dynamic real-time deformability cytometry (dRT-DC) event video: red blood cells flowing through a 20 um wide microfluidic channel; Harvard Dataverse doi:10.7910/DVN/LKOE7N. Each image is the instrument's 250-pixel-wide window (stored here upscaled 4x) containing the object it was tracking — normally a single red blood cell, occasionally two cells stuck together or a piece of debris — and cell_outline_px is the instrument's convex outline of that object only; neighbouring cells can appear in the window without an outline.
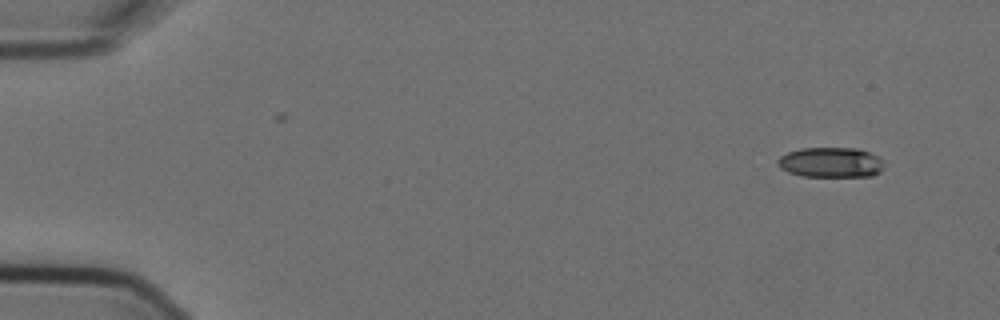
{"species": "Egyptian fruit bat (a non-hibernating species)", "species_latin": "Rousettus aegyptiacus", "temperature_condition": "cold", "stored_images_in_passage": 5, "camera_frame_rate_fps": 3000, "um_per_image_px": 0.085, "animal": {"sex": "female"}, "frame": {"image": 1, "passage_image": 1, "time_ms": 0.0, "image_size_px": [1000, 320], "cell_outline_px": [[884, 168], [880, 172], [872, 176], [800, 176], [788, 172], [780, 168], [776, 164], [776, 160], [780, 156], [788, 152], [800, 148], [856, 148], [880, 156], [884, 160]], "centroid_in_image_um": [70.63, 13.8], "position_along_channel_um": 14.4, "area_um2": 18.96}}
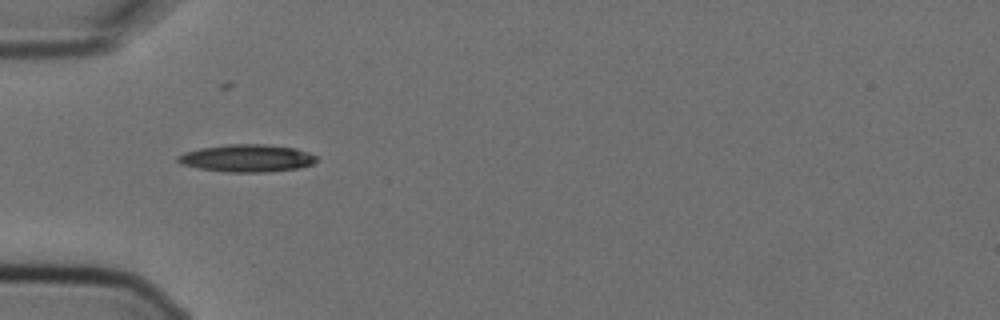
{"frame": {"image": 2, "passage_image": 4, "time_ms": 1.0, "image_size_px": [1000, 320], "cell_outline_px": [[316, 160], [312, 164], [300, 168], [268, 172], [228, 172], [200, 168], [180, 164], [176, 160], [176, 156], [184, 152], [200, 148], [228, 144], [268, 144], [296, 148], [308, 152], [316, 156]], "centroid_in_image_um": [20.99, 13.44], "position_along_channel_um": 64.0, "area_um2": 22.31}}
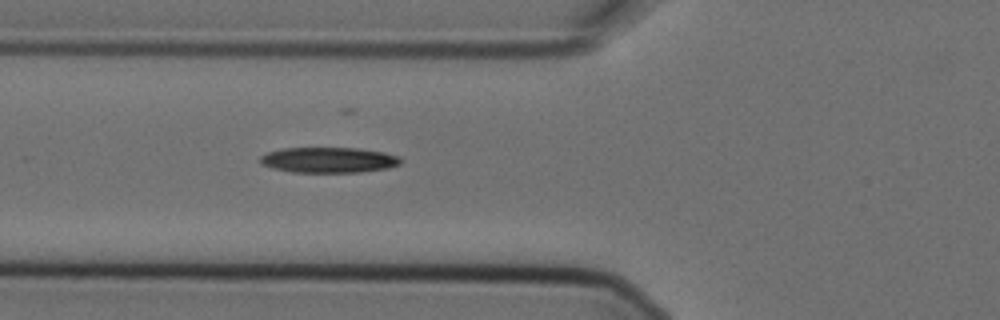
{"frame": {"image": 3, "passage_image": 5, "time_ms": 1.333, "image_size_px": [1000, 320], "cell_outline_px": [[400, 164], [388, 168], [360, 172], [292, 172], [272, 168], [260, 164], [260, 156], [268, 152], [284, 148], [360, 148], [384, 152], [400, 156]], "centroid_in_image_um": [27.94, 13.59], "position_along_channel_um": 97.9, "area_um2": 20.92}}